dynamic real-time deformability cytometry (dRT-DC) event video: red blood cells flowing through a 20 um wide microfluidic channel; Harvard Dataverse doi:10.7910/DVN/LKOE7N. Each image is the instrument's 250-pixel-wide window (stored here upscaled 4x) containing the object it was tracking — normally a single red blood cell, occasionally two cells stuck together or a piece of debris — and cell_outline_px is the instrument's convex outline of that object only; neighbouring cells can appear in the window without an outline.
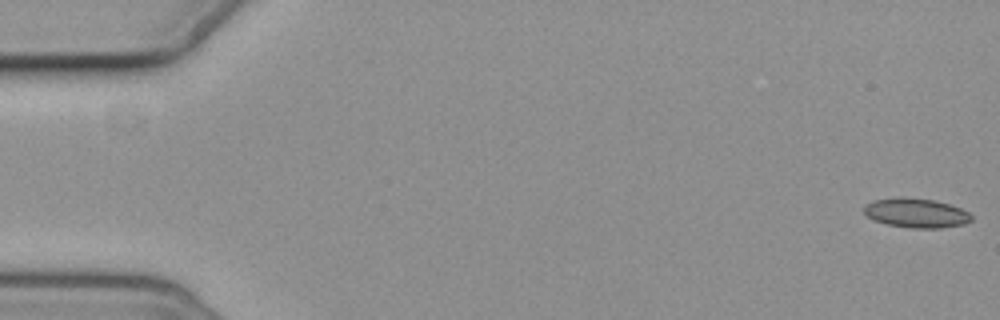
{"species": "common noctule bat (a hibernating species)", "species_latin": "Nyctalus noctula", "temperature_condition": "cold", "stored_images_in_passage": 6, "camera_frame_rate_fps": 3000, "um_per_image_px": 0.085, "animal": {"sex": "female", "body_mass_g": 19.3, "forearm_length_mm": 54.1}, "frame": {"image": 1, "passage_image": 1, "time_ms": 0.0, "image_size_px": [1000, 320], "cell_outline_px": [[972, 220], [964, 224], [940, 228], [912, 228], [888, 224], [876, 220], [868, 216], [864, 212], [864, 208], [872, 200], [896, 196], [904, 196], [932, 200], [948, 204], [960, 208], [968, 212], [972, 216]], "centroid_in_image_um": [77.88, 18.09], "position_along_channel_um": 7.1, "area_um2": 18.32}}
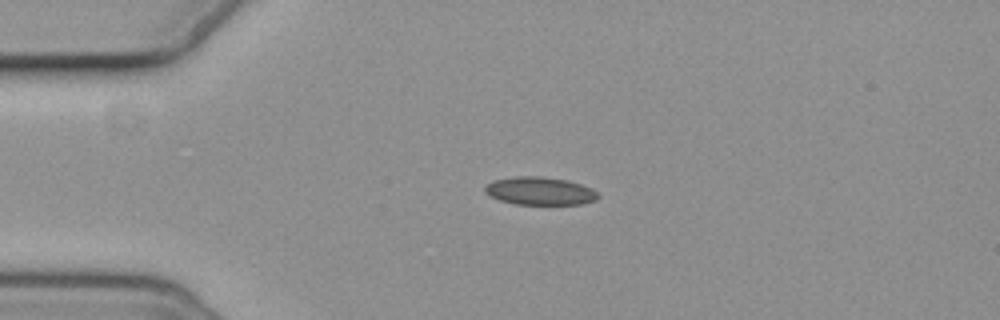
{"frame": {"image": 2, "passage_image": 4, "time_ms": 4.333, "image_size_px": [1000, 320], "cell_outline_px": [[600, 196], [596, 200], [580, 204], [516, 204], [500, 200], [484, 192], [484, 188], [492, 180], [512, 176], [540, 176], [568, 180], [592, 188]], "centroid_in_image_um": [45.89, 16.22], "position_along_channel_um": 39.1, "area_um2": 18.44}}
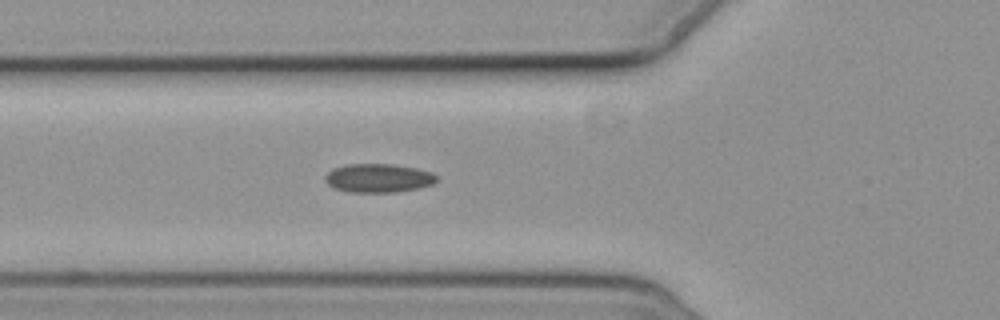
{"frame": {"image": 3, "passage_image": 6, "time_ms": 6.667, "image_size_px": [1000, 320], "cell_outline_px": [[436, 180], [432, 184], [420, 188], [396, 192], [348, 192], [336, 188], [328, 184], [324, 180], [324, 176], [332, 168], [348, 164], [392, 164], [416, 168], [432, 172], [436, 176]], "centroid_in_image_um": [32.15, 15.13], "position_along_channel_um": 93.7, "area_um2": 18.67}}